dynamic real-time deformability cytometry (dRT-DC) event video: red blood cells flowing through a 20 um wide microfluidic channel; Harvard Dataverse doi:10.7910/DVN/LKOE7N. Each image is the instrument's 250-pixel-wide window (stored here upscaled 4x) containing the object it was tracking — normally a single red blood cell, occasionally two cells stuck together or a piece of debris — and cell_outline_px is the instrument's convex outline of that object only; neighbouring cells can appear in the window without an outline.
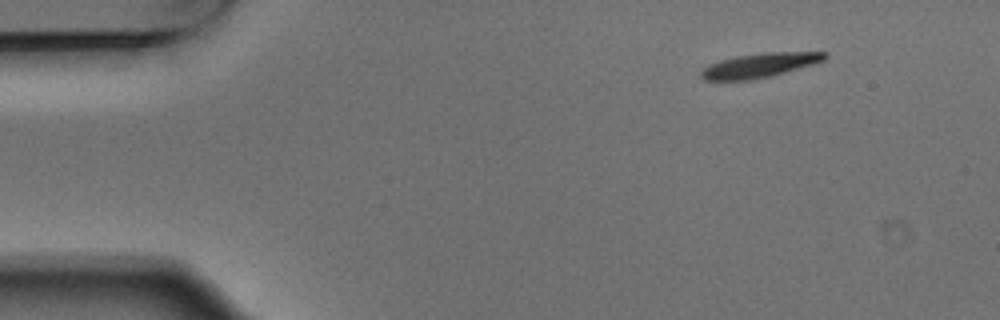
{"species": "Egyptian fruit bat (a non-hibernating species)", "species_latin": "Rousettus aegyptiacus", "temperature_condition": "warm", "stored_images_in_passage": 7, "camera_frame_rate_fps": 3000, "um_per_image_px": 0.085, "animal": {"sex": "male"}, "frame": {"image": 1, "passage_image": 1, "time_ms": 0.0, "image_size_px": [1000, 320], "cell_outline_px": [[828, 56], [824, 60], [812, 64], [784, 72], [752, 80], [704, 80], [700, 76], [700, 72], [708, 64], [720, 60], [736, 56], [764, 52], [828, 52]], "centroid_in_image_um": [64.54, 5.54], "position_along_channel_um": 20.5, "area_um2": 17.4}}
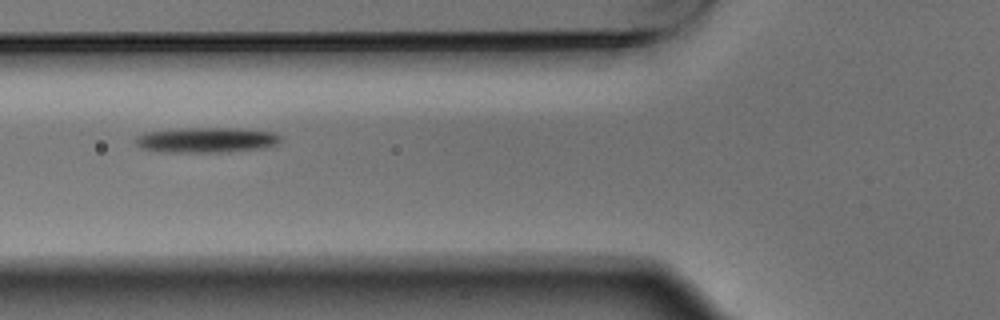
{"frame": {"image": 2, "passage_image": 5, "time_ms": 1.333, "image_size_px": [1000, 320], "cell_outline_px": [[284, 140], [268, 148], [220, 152], [168, 152], [140, 148], [136, 144], [136, 136], [148, 132], [180, 128], [240, 128], [272, 132], [280, 136]], "centroid_in_image_um": [17.6, 11.9], "position_along_channel_um": 108.2, "area_um2": 21.39}}
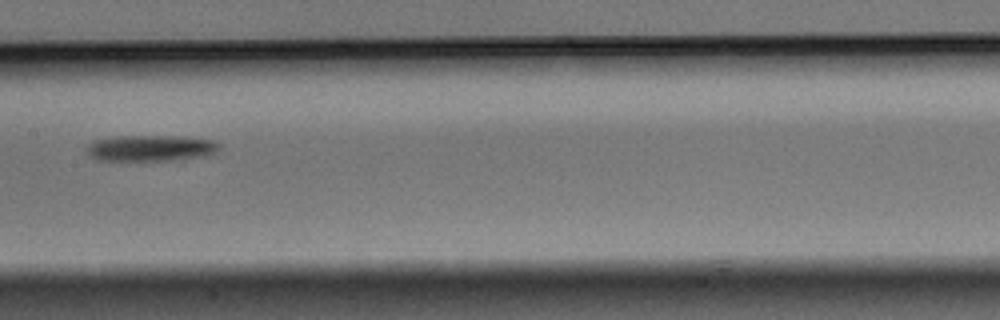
{"frame": {"image": 3, "passage_image": 7, "time_ms": 2.0, "image_size_px": [1000, 320], "cell_outline_px": [[220, 148], [216, 152], [204, 156], [168, 160], [96, 160], [88, 156], [84, 148], [92, 140], [116, 136], [184, 136], [212, 140], [220, 144]], "centroid_in_image_um": [12.74, 12.58], "position_along_channel_um": 194.7, "area_um2": 20.35}}